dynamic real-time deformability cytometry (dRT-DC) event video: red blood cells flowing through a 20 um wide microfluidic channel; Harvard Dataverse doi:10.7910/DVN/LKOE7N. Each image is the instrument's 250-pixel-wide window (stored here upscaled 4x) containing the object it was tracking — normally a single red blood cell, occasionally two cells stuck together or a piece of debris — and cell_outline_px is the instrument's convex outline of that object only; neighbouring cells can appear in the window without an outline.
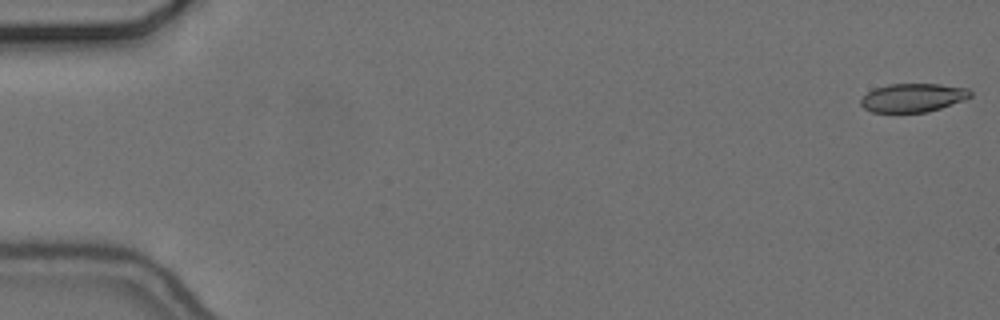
{"species": "common noctule bat (a hibernating species)", "species_latin": "Nyctalus noctula", "temperature_condition": "cold", "stored_images_in_passage": 56, "camera_frame_rate_fps": 3000, "um_per_image_px": 0.085, "animal": {"sex": "female", "body_mass_g": 24.6, "forearm_length_mm": 56.2}, "frame": {"image": 1, "passage_image": 1, "time_ms": 0.0, "image_size_px": [1000, 320], "cell_outline_px": [[972, 96], [964, 100], [928, 112], [872, 112], [864, 108], [860, 104], [860, 100], [868, 92], [876, 88], [888, 84], [940, 84], [968, 88], [972, 92]], "centroid_in_image_um": [77.62, 8.3], "position_along_channel_um": 7.4, "area_um2": 18.21}}
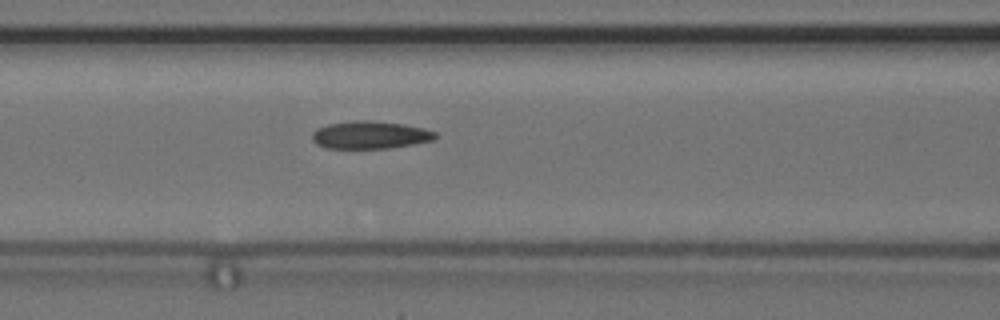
{"frame": {"image": 2, "passage_image": 24, "time_ms": 7.667, "image_size_px": [1000, 320], "cell_outline_px": [[436, 136], [432, 140], [412, 144], [388, 148], [324, 148], [316, 144], [312, 140], [312, 132], [316, 128], [328, 124], [356, 120], [372, 120], [404, 124], [424, 128], [436, 132]], "centroid_in_image_um": [31.42, 11.46], "position_along_channel_um": 135.2, "area_um2": 19.88}}
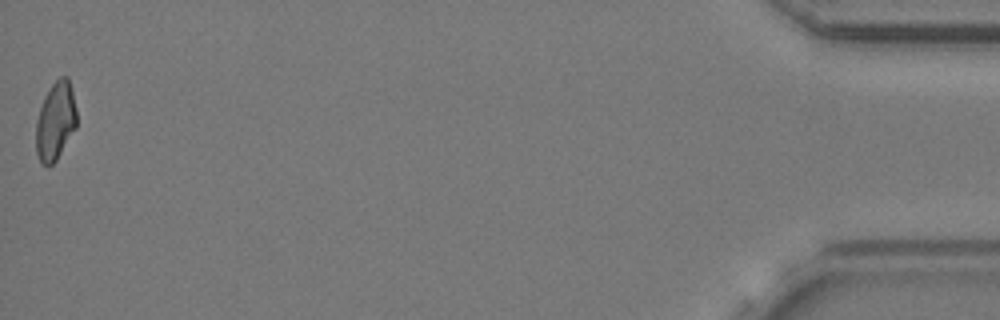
{"frame": {"image": 3, "passage_image": 56, "time_ms": 18.333, "image_size_px": [1000, 320], "cell_outline_px": [[76, 128], [56, 160], [48, 168], [40, 164], [36, 152], [36, 120], [44, 96], [52, 84], [60, 76], [68, 76], [76, 108]], "centroid_in_image_um": [4.7, 10.32], "position_along_channel_um": 430.5, "area_um2": 18.67}, "authors_computed_cell_mechanics": {"area_um2": 19.4786, "velocity_mm_per_s": 3.6753, "shape_relaxation_time_tau1_ms": 3.2053, "shape_relaxation_time_tau2_ms": 5.4662, "deformation_change_tau1": 0.1239, "deformation_change_tau2": 0.1562}}